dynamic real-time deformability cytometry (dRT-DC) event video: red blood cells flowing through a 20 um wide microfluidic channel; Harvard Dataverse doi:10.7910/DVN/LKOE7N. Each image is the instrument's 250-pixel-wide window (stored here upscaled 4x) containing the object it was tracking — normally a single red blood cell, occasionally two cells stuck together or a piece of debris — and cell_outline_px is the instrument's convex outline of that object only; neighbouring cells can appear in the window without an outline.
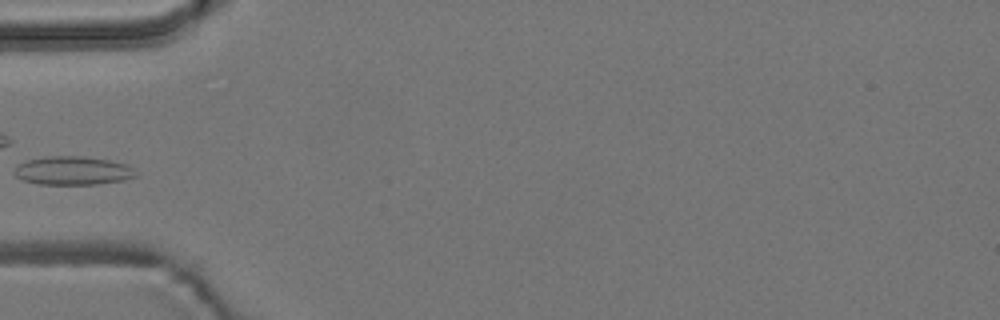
{"species": "common noctule bat (a hibernating species)", "species_latin": "Nyctalus noctula", "temperature_condition": "room temperature", "stored_images_in_passage": 6, "camera_frame_rate_fps": 3000, "um_per_image_px": 0.085, "animal": {"sex": "male", "body_mass_g": 19.2, "forearm_length_mm": 51.8}, "frame": {"image": 1, "passage_image": 3, "time_ms": 2.667, "image_size_px": [1000, 320], "cell_outline_px": [[136, 176], [124, 180], [96, 184], [40, 184], [24, 180], [16, 176], [12, 172], [16, 164], [28, 160], [44, 156], [84, 156], [112, 160], [128, 164], [136, 168]], "centroid_in_image_um": [6.21, 14.49], "position_along_channel_um": 78.8, "area_um2": 20.52}}
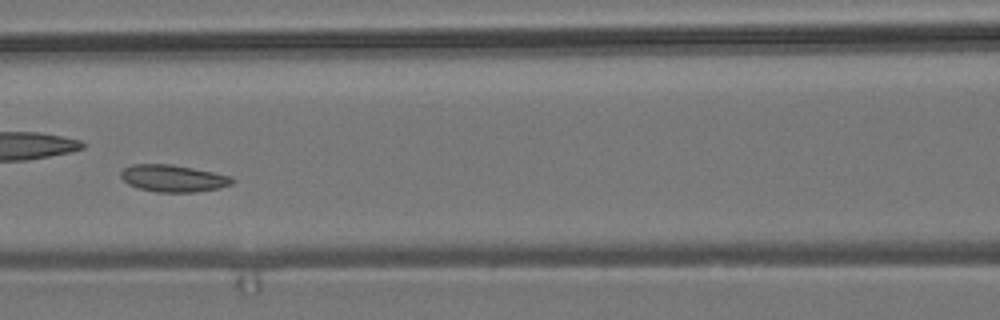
{"frame": {"image": 2, "passage_image": 5, "time_ms": 4.667, "image_size_px": [1000, 320], "cell_outline_px": [[236, 180], [232, 184], [220, 188], [196, 192], [156, 192], [140, 188], [128, 184], [120, 176], [120, 172], [124, 168], [132, 164], [172, 164], [232, 176]], "centroid_in_image_um": [14.74, 15.16], "position_along_channel_um": 151.9, "area_um2": 17.57}}
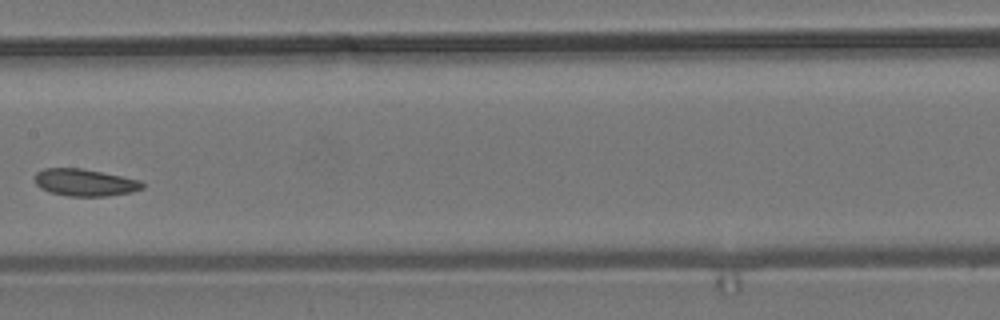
{"frame": {"image": 3, "passage_image": 6, "time_ms": 6.0, "image_size_px": [1000, 320], "cell_outline_px": [[144, 188], [132, 192], [108, 196], [68, 196], [52, 192], [40, 188], [36, 184], [36, 172], [44, 168], [80, 168], [140, 180], [144, 184]], "centroid_in_image_um": [7.22, 15.52], "position_along_channel_um": 200.2, "area_um2": 16.82}}